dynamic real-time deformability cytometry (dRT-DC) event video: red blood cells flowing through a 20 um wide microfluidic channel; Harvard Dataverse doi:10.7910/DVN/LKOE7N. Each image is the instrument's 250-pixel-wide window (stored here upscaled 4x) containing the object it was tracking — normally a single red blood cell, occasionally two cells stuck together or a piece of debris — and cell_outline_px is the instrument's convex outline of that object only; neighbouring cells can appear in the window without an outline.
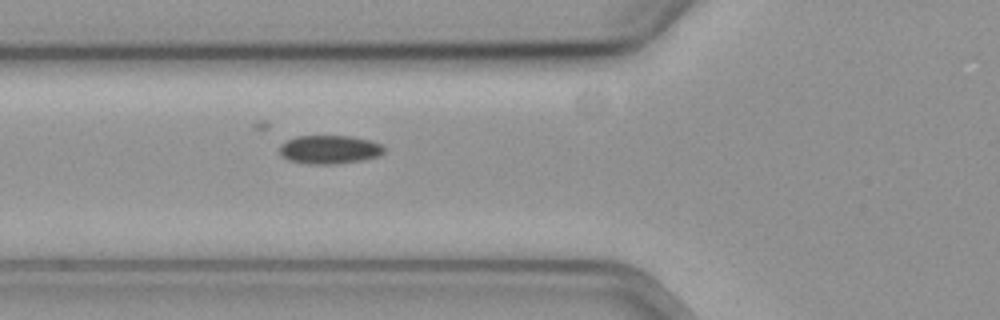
{"species": "common noctule bat (a hibernating species)", "species_latin": "Nyctalus noctula", "temperature_condition": "cold", "stored_images_in_passage": 44, "camera_frame_rate_fps": 3000, "um_per_image_px": 0.085, "animal": {"sex": "female", "body_mass_g": 19.3, "forearm_length_mm": 54.1}, "frame": {"image": 1, "passage_image": 9, "time_ms": 2.667, "image_size_px": [1000, 320], "cell_outline_px": [[384, 152], [380, 156], [360, 160], [332, 164], [312, 164], [288, 160], [280, 152], [280, 144], [296, 136], [352, 136], [372, 140], [380, 144], [384, 148]], "centroid_in_image_um": [28.03, 12.7], "position_along_channel_um": 97.8, "area_um2": 17.28}}
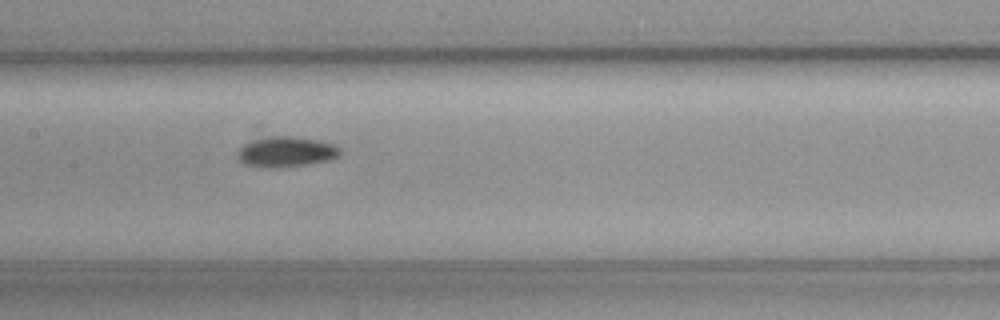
{"frame": {"image": 2, "passage_image": 16, "time_ms": 5.0, "image_size_px": [1000, 320], "cell_outline_px": [[340, 156], [328, 160], [308, 164], [244, 164], [236, 156], [236, 152], [244, 144], [252, 140], [272, 136], [288, 136], [316, 140], [332, 144], [340, 148]], "centroid_in_image_um": [24.34, 12.84], "position_along_channel_um": 183.1, "area_um2": 16.99}}
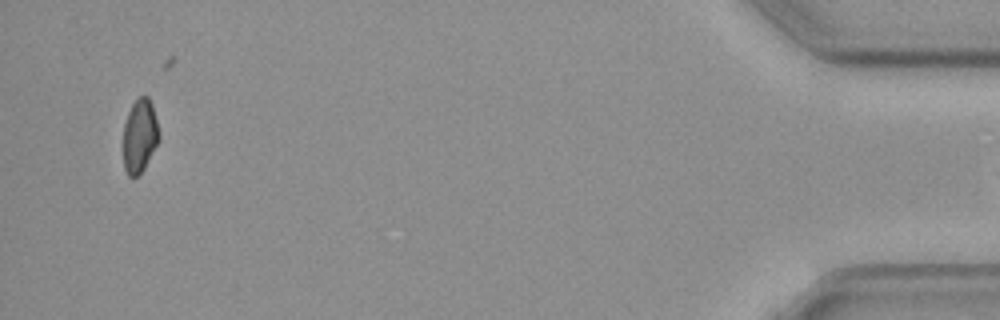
{"frame": {"image": 3, "passage_image": 43, "time_ms": 14.0, "image_size_px": [1000, 320], "cell_outline_px": [[160, 136], [144, 168], [136, 176], [128, 176], [124, 168], [124, 124], [128, 112], [132, 104], [140, 96], [148, 96], [152, 104]], "centroid_in_image_um": [11.87, 11.52], "position_along_channel_um": 423.3, "area_um2": 14.97}}